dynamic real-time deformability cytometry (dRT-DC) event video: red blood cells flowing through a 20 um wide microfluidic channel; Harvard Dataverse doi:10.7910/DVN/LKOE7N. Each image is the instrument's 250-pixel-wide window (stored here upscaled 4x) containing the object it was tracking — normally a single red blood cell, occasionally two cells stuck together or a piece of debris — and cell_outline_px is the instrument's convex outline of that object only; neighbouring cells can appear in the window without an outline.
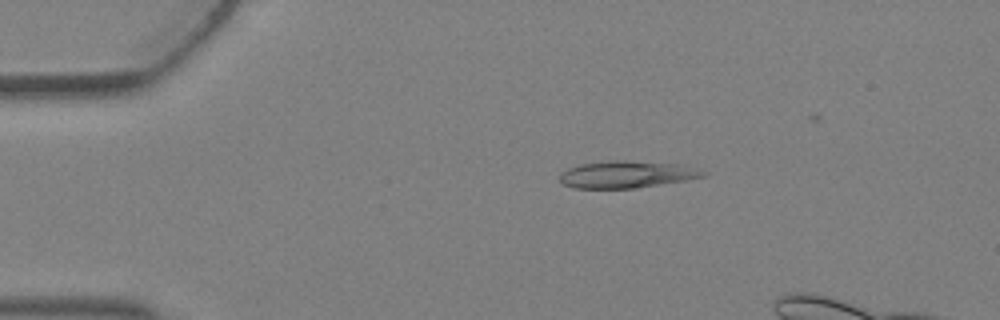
{"species": "Egyptian fruit bat (a non-hibernating species)", "species_latin": "Rousettus aegyptiacus", "temperature_condition": "warm", "stored_images_in_passage": 6, "camera_frame_rate_fps": 3000, "um_per_image_px": 0.085, "animal": {"sex": "female"}, "frame": {"image": 1, "passage_image": 3, "time_ms": 0.667, "image_size_px": [1000, 320], "cell_outline_px": [[708, 172], [704, 176], [684, 180], [636, 188], [572, 188], [564, 184], [560, 180], [560, 172], [568, 168], [580, 164], [616, 160], [624, 160], [680, 164]], "centroid_in_image_um": [53.23, 14.82], "position_along_channel_um": 31.8, "area_um2": 22.37}}
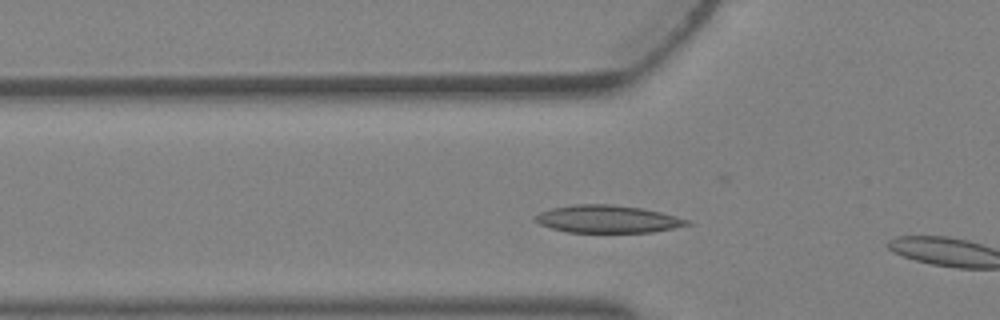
{"frame": {"image": 2, "passage_image": 5, "time_ms": 1.333, "image_size_px": [1000, 320], "cell_outline_px": [[692, 224], [652, 232], [568, 232], [552, 228], [540, 224], [532, 216], [540, 212], [552, 208], [576, 204], [612, 204], [644, 208], [692, 220]], "centroid_in_image_um": [51.67, 18.61], "position_along_channel_um": 74.1, "area_um2": 24.39}}